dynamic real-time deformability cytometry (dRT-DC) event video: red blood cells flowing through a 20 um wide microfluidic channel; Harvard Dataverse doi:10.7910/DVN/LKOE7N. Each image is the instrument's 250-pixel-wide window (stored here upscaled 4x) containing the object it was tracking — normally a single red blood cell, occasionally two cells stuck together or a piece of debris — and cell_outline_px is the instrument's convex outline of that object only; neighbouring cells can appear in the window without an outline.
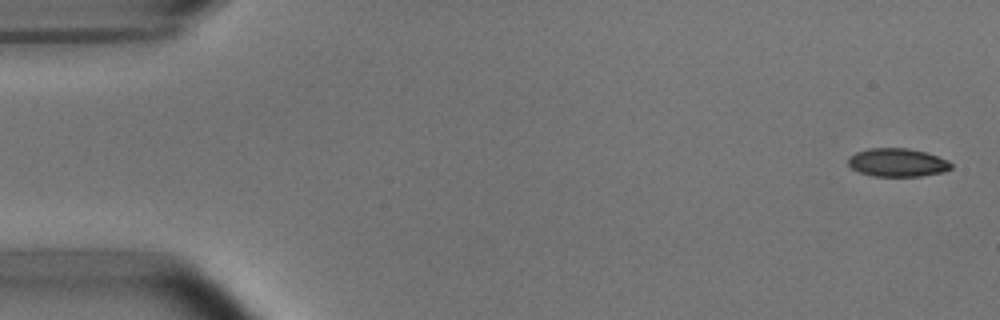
{"species": "common noctule bat (a hibernating species)", "species_latin": "Nyctalus noctula", "temperature_condition": "room temperature", "stored_images_in_passage": 5, "camera_frame_rate_fps": 3000, "um_per_image_px": 0.085, "animal": {"sex": "male", "body_mass_g": 15.6}, "frame": {"image": 1, "passage_image": 1, "time_ms": 0.0, "image_size_px": [1000, 320], "cell_outline_px": [[952, 168], [944, 172], [920, 176], [872, 176], [860, 172], [852, 168], [848, 164], [848, 156], [856, 152], [868, 148], [908, 148], [924, 152], [948, 160], [952, 164]], "centroid_in_image_um": [76.27, 13.81], "position_along_channel_um": 8.7, "area_um2": 16.99}}
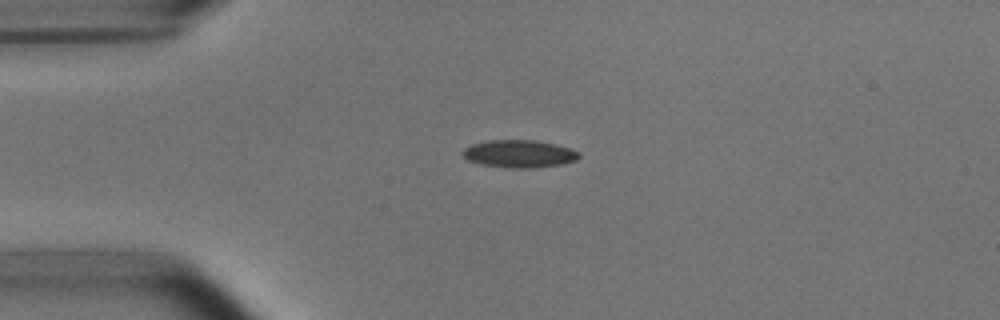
{"frame": {"image": 2, "passage_image": 4, "time_ms": 3.667, "image_size_px": [1000, 320], "cell_outline_px": [[580, 156], [576, 160], [560, 164], [536, 168], [512, 168], [480, 164], [468, 160], [464, 156], [464, 148], [472, 144], [488, 140], [536, 140], [556, 144], [580, 152]], "centroid_in_image_um": [44.15, 13.07], "position_along_channel_um": 40.9, "area_um2": 18.61}}